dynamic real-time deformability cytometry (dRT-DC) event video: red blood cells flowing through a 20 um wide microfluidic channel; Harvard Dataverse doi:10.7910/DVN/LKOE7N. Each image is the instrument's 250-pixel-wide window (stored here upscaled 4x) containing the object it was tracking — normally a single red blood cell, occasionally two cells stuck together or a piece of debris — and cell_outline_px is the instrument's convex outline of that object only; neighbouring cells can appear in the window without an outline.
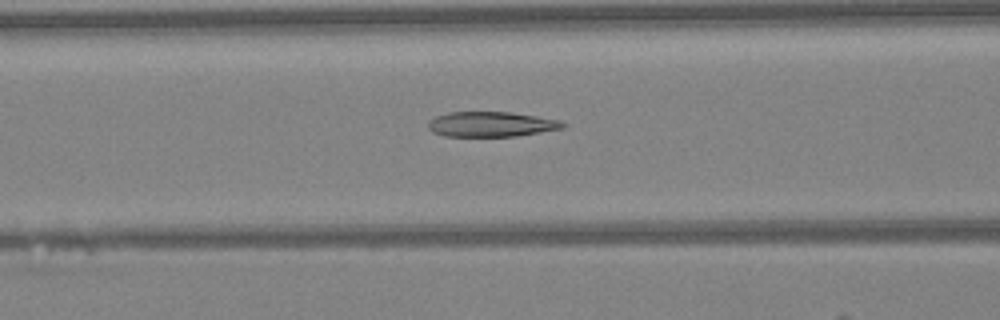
{"species": "Egyptian fruit bat (a non-hibernating species)", "species_latin": "Rousettus aegyptiacus", "temperature_condition": "warm", "stored_images_in_passage": 47, "camera_frame_rate_fps": 3000, "um_per_image_px": 0.085, "animal": {"sex": "female"}, "frame": {"image": 1, "passage_image": 19, "time_ms": 6.0, "image_size_px": [1000, 320], "cell_outline_px": [[564, 128], [516, 136], [444, 136], [432, 132], [428, 128], [428, 120], [436, 116], [448, 112], [512, 112], [560, 120], [564, 124]], "centroid_in_image_um": [41.71, 10.56], "position_along_channel_um": 124.9, "area_um2": 19.65}}
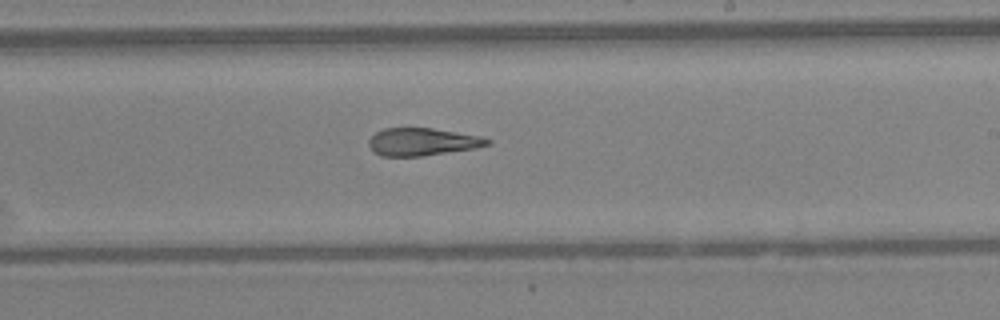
{"frame": {"image": 2, "passage_image": 28, "time_ms": 9.0, "image_size_px": [1000, 320], "cell_outline_px": [[492, 144], [476, 148], [420, 156], [380, 156], [368, 144], [368, 140], [376, 132], [384, 128], [432, 128], [480, 136], [492, 140]], "centroid_in_image_um": [35.92, 12.05], "position_along_channel_um": 253.1, "area_um2": 18.96}}
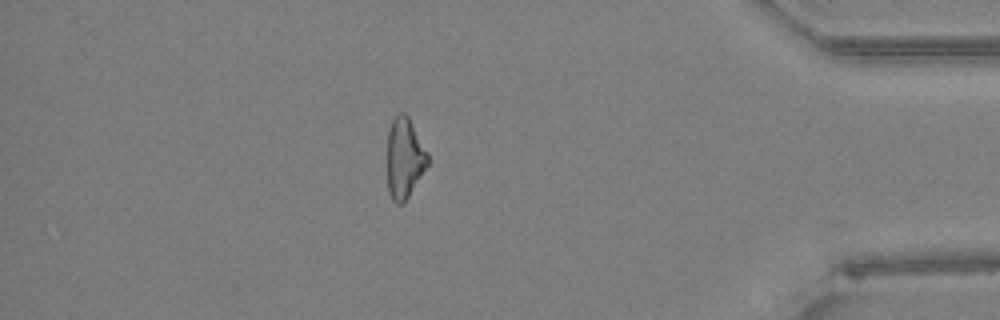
{"frame": {"image": 3, "passage_image": 41, "time_ms": 13.333, "image_size_px": [1000, 320], "cell_outline_px": [[428, 164], [404, 204], [396, 204], [392, 200], [388, 192], [388, 132], [392, 116], [400, 112], [404, 112], [408, 116], [428, 152]], "centroid_in_image_um": [34.37, 13.43], "position_along_channel_um": 400.8, "area_um2": 19.13}, "authors_computed_cell_mechanics": {"area_um2": 20.6924, "velocity_mm_per_s": 4.3086, "shape_relaxation_time_tau1_ms": null, "shape_relaxation_time_tau2_ms": 4.4259, "deformation_change_tau1": null, "deformation_change_tau2": 0.1327}}